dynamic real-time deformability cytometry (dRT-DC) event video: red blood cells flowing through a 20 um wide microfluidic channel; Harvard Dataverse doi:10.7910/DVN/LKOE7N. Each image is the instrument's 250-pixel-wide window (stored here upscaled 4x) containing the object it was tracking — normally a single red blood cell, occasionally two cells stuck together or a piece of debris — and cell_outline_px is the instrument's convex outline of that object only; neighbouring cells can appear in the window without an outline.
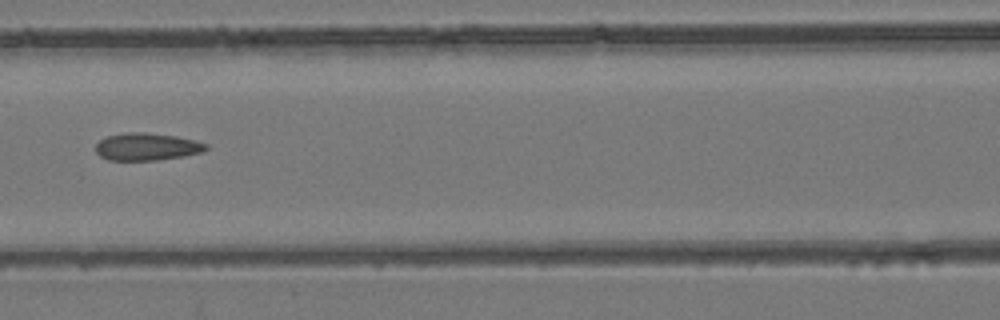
{"species": "common noctule bat (a hibernating species)", "species_latin": "Nyctalus noctula", "temperature_condition": "room temperature", "stored_images_in_passage": 8, "camera_frame_rate_fps": 3000, "um_per_image_px": 0.085, "animal": {"sex": "female", "body_mass_g": 24.6, "forearm_length_mm": 56.2}, "frame": {"image": 1, "passage_image": 7, "time_ms": 7.667, "image_size_px": [1000, 320], "cell_outline_px": [[208, 148], [200, 152], [184, 156], [156, 160], [108, 160], [100, 156], [96, 152], [96, 144], [100, 140], [108, 136], [128, 132], [144, 132], [176, 136], [208, 144]], "centroid_in_image_um": [12.46, 12.47], "position_along_channel_um": 154.1, "area_um2": 17.46}}
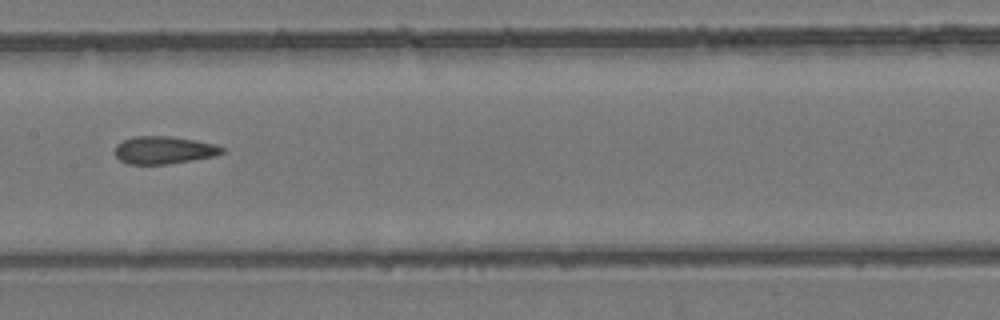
{"frame": {"image": 2, "passage_image": 8, "time_ms": 8.667, "image_size_px": [1000, 320], "cell_outline_px": [[224, 152], [216, 156], [168, 164], [128, 164], [120, 160], [112, 152], [116, 144], [132, 136], [168, 136], [196, 140], [216, 144], [224, 148]], "centroid_in_image_um": [13.91, 12.75], "position_along_channel_um": 193.5, "area_um2": 17.46}}